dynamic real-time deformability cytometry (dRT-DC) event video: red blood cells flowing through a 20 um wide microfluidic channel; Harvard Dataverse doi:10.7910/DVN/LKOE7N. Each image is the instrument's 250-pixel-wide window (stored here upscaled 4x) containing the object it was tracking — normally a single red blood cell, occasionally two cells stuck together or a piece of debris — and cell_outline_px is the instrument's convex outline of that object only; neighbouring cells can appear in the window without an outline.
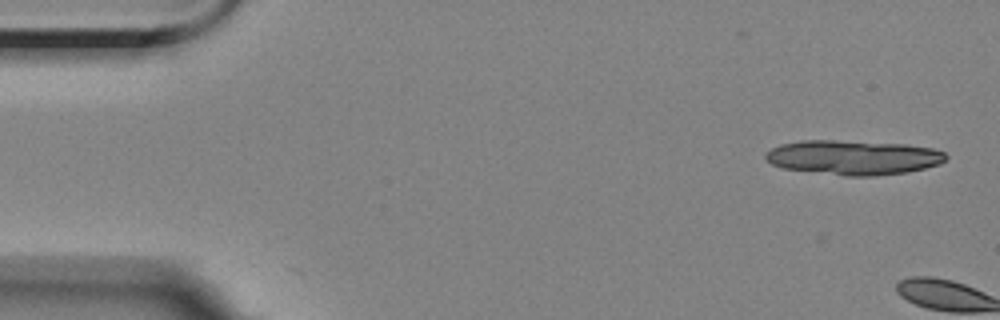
{"species": "Egyptian fruit bat (a non-hibernating species)", "species_latin": "Rousettus aegyptiacus", "temperature_condition": "room temperature", "stored_images_in_passage": 2, "camera_frame_rate_fps": 3000, "um_per_image_px": 0.085, "animal": {"sex": "female"}, "frame": {"image": 1, "passage_image": 1, "time_ms": 0.0, "image_size_px": [1000, 320], "cell_outline_px": [[948, 156], [940, 164], [908, 172], [876, 176], [844, 176], [784, 168], [772, 164], [764, 156], [772, 148], [780, 144], [800, 140], [832, 140], [904, 144], [932, 148], [944, 152]], "centroid_in_image_um": [72.54, 13.38], "position_along_channel_um": 12.5, "area_um2": 36.24}}